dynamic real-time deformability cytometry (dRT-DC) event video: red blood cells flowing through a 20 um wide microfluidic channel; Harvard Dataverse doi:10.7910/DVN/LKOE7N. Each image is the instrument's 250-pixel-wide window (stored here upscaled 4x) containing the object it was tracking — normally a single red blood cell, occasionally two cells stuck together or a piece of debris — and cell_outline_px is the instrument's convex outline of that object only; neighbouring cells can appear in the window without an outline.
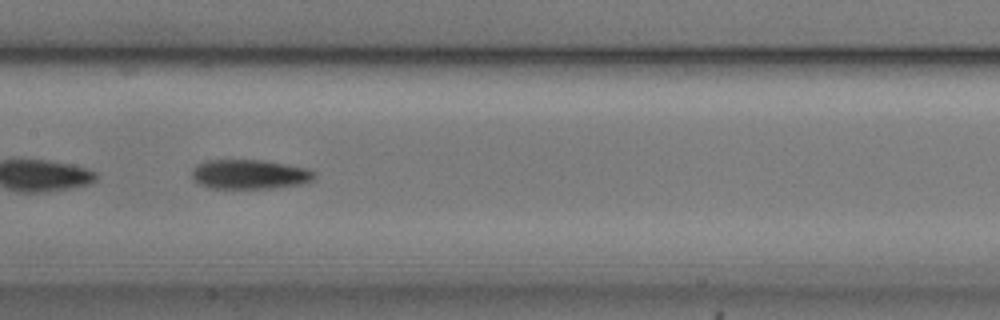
{"species": "common noctule bat (a hibernating species)", "species_latin": "Nyctalus noctula", "temperature_condition": "cold", "stored_images_in_passage": 34, "camera_frame_rate_fps": 3000, "um_per_image_px": 0.085, "animal": {"sex": "male", "body_mass_g": 20.5, "forearm_length_mm": 52.5}, "frame": {"image": 1, "passage_image": 19, "time_ms": 6.0, "image_size_px": [1000, 320], "cell_outline_px": [[316, 176], [312, 180], [300, 184], [272, 188], [212, 188], [200, 184], [192, 176], [192, 172], [196, 164], [204, 160], [264, 160], [308, 168], [316, 172]], "centroid_in_image_um": [21.24, 14.8], "position_along_channel_um": 186.2, "area_um2": 21.04}, "authors_computed_cell_mechanics": {"area_um2": 21.0681, "velocity_mm_per_s": 3.705, "shape_relaxation_time_tau1_ms": 3.3029, "shape_relaxation_time_tau2_ms": null, "deformation_change_tau1": 0.1492, "deformation_change_tau2": null}}